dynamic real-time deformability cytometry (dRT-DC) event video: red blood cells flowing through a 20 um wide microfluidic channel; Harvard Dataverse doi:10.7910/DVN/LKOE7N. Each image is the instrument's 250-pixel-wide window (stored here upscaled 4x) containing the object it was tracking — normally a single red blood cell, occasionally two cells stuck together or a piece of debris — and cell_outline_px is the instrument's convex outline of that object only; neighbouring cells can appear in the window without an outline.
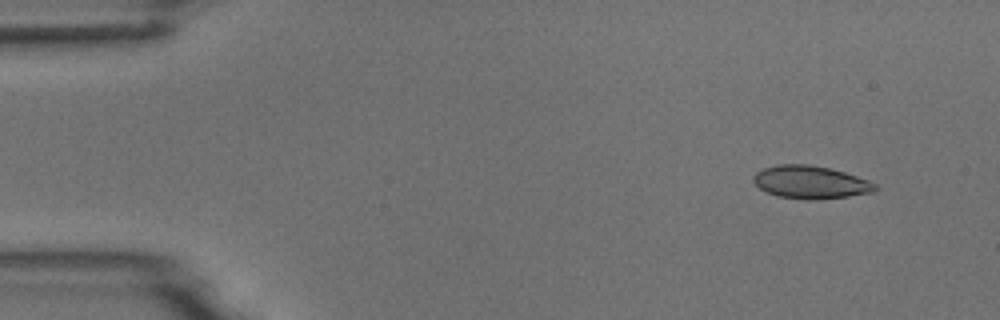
{"species": "common noctule bat (a hibernating species)", "species_latin": "Nyctalus noctula", "temperature_condition": "room temperature", "stored_images_in_passage": 4, "camera_frame_rate_fps": 3000, "um_per_image_px": 0.085, "animal": {"sex": "male", "body_mass_g": 18.8}, "frame": {"image": 1, "passage_image": 1, "time_ms": 0.0, "image_size_px": [1000, 320], "cell_outline_px": [[880, 188], [876, 192], [848, 196], [808, 200], [776, 196], [760, 188], [752, 180], [752, 176], [756, 172], [764, 168], [776, 164], [808, 164], [828, 168], [844, 172], [868, 180], [876, 184]], "centroid_in_image_um": [68.9, 15.49], "position_along_channel_um": 16.1, "area_um2": 23.35}}
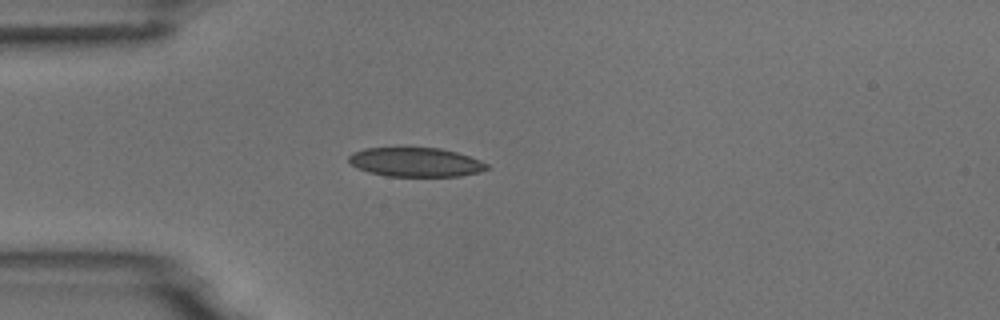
{"frame": {"image": 2, "passage_image": 4, "time_ms": 3.333, "image_size_px": [1000, 320], "cell_outline_px": [[492, 168], [480, 172], [460, 176], [384, 176], [368, 172], [356, 168], [348, 160], [348, 156], [352, 152], [364, 148], [440, 148], [456, 152], [480, 160], [488, 164]], "centroid_in_image_um": [35.33, 13.79], "position_along_channel_um": 49.7, "area_um2": 23.58}}